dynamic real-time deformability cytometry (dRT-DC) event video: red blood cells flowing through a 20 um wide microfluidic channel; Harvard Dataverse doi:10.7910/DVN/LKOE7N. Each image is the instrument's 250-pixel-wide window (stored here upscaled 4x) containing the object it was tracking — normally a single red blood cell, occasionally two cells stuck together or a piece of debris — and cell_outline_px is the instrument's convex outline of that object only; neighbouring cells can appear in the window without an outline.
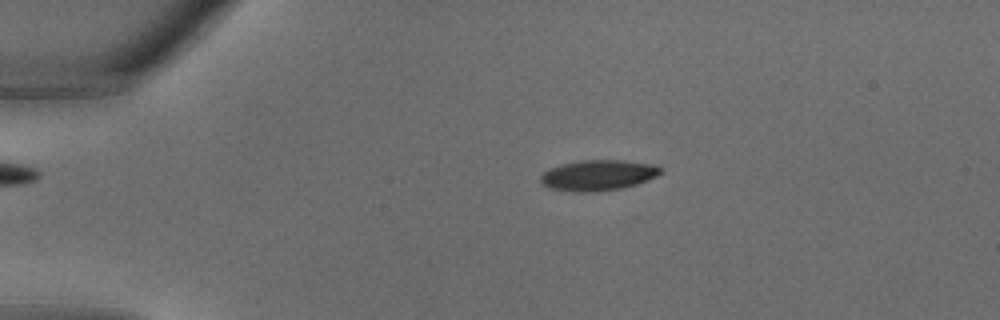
{"species": "common noctule bat (a hibernating species)", "species_latin": "Nyctalus noctula", "temperature_condition": "warm", "stored_images_in_passage": 30, "camera_frame_rate_fps": 3000, "um_per_image_px": 0.085, "animal": {"sex": "male", "body_mass_g": 18.8}, "frame": {"image": 1, "passage_image": 4, "time_ms": 1.0, "image_size_px": [1000, 320], "cell_outline_px": [[660, 172], [656, 176], [648, 180], [636, 184], [620, 188], [600, 192], [572, 192], [552, 188], [544, 184], [540, 180], [540, 176], [548, 168], [560, 164], [580, 160], [620, 160], [656, 164], [660, 168]], "centroid_in_image_um": [50.82, 14.89], "position_along_channel_um": 34.2, "area_um2": 21.44}}
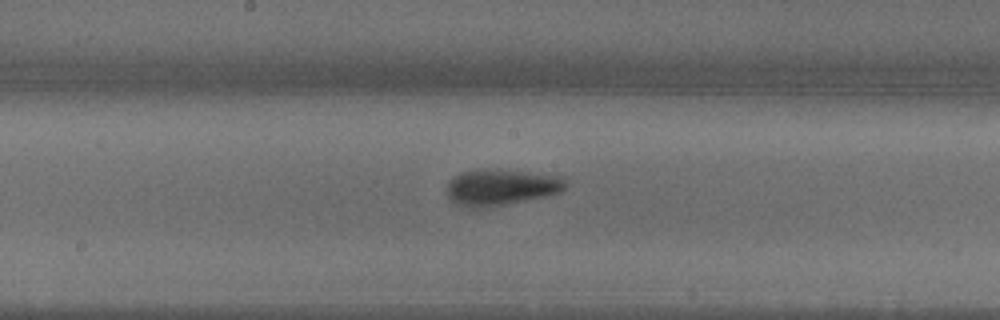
{"frame": {"image": 2, "passage_image": 15, "time_ms": 4.667, "image_size_px": [1000, 320], "cell_outline_px": [[568, 176], [564, 188], [560, 192], [548, 196], [488, 208], [468, 208], [456, 204], [448, 196], [448, 180], [464, 172], [528, 172]], "centroid_in_image_um": [42.67, 15.97], "position_along_channel_um": 205.5, "area_um2": 24.45}}
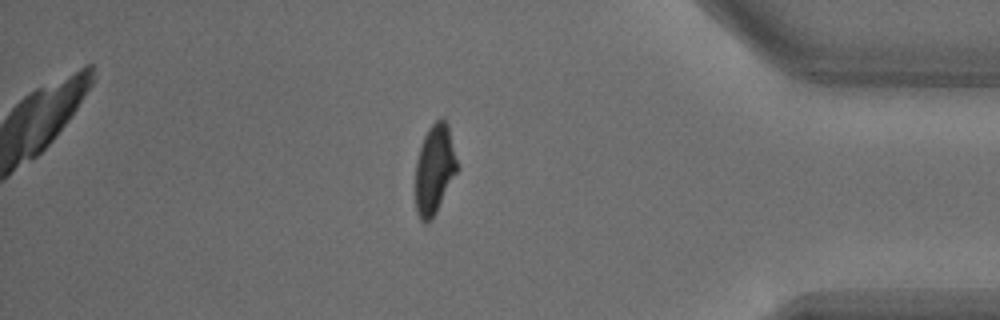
{"frame": {"image": 3, "passage_image": 26, "time_ms": 8.333, "image_size_px": [1000, 320], "cell_outline_px": [[460, 168], [436, 212], [424, 224], [420, 220], [416, 212], [416, 160], [424, 136], [428, 128], [440, 116], [448, 124]], "centroid_in_image_um": [36.96, 14.36], "position_along_channel_um": 398.2, "area_um2": 21.96}}